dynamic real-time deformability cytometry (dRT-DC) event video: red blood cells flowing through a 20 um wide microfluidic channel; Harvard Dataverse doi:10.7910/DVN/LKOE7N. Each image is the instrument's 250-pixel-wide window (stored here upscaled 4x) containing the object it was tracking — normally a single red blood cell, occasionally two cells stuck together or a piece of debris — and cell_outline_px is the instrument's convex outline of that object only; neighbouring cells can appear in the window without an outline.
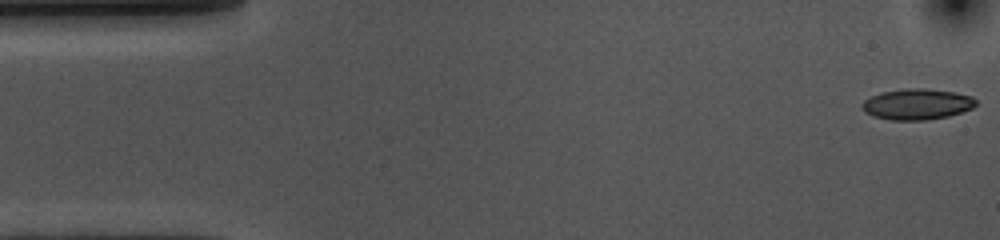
{"species": "common noctule bat (a hibernating species)", "species_latin": "Nyctalus noctula", "temperature_condition": "cold", "stored_images_in_passage": 54, "camera_frame_rate_fps": 3000, "um_per_image_px": 0.085, "animal": {"sex": "female", "body_mass_g": 10.0, "forearm_length_mm": 53.1}, "frame": {"image": 1, "passage_image": 1, "time_ms": 0.0, "image_size_px": [1000, 240], "cell_outline_px": [[976, 104], [972, 108], [948, 116], [924, 120], [892, 120], [872, 116], [864, 112], [860, 104], [864, 100], [880, 92], [904, 88], [924, 88], [952, 92], [972, 96], [976, 100]], "centroid_in_image_um": [77.9, 8.85], "position_along_channel_um": 7.1, "area_um2": 20.46}}
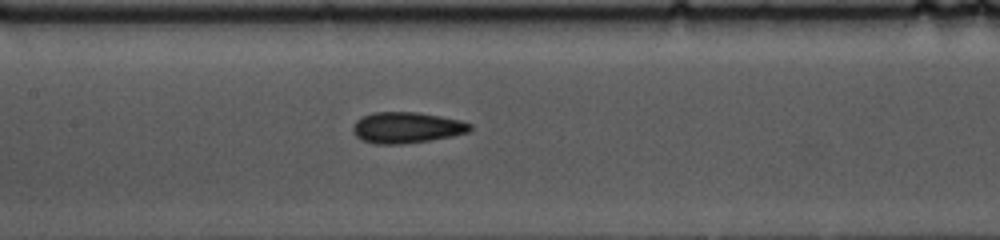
{"frame": {"image": 2, "passage_image": 24, "time_ms": 7.667, "image_size_px": [1000, 240], "cell_outline_px": [[472, 128], [468, 132], [452, 136], [428, 140], [400, 144], [372, 144], [356, 136], [352, 128], [356, 120], [360, 116], [372, 112], [416, 112], [440, 116], [460, 120], [472, 124]], "centroid_in_image_um": [34.54, 10.83], "position_along_channel_um": 172.9, "area_um2": 21.15}}
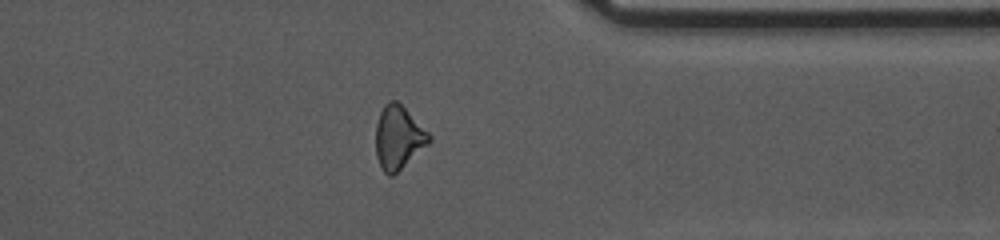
{"frame": {"image": 3, "passage_image": 42, "time_ms": 13.667, "image_size_px": [1000, 240], "cell_outline_px": [[432, 140], [428, 144], [392, 176], [388, 176], [384, 172], [376, 156], [376, 124], [380, 112], [384, 104], [388, 100], [396, 100], [432, 136]], "centroid_in_image_um": [33.85, 11.68], "position_along_channel_um": 377.6, "area_um2": 19.36}, "authors_computed_cell_mechanics": {"area_um2": 20.519, "velocity_mm_per_s": 3.6029, "shape_relaxation_time_tau1_ms": 5.3309, "shape_relaxation_time_tau2_ms": 2.7621, "deformation_change_tau1": 0.1252, "deformation_change_tau2": 0.0846}}